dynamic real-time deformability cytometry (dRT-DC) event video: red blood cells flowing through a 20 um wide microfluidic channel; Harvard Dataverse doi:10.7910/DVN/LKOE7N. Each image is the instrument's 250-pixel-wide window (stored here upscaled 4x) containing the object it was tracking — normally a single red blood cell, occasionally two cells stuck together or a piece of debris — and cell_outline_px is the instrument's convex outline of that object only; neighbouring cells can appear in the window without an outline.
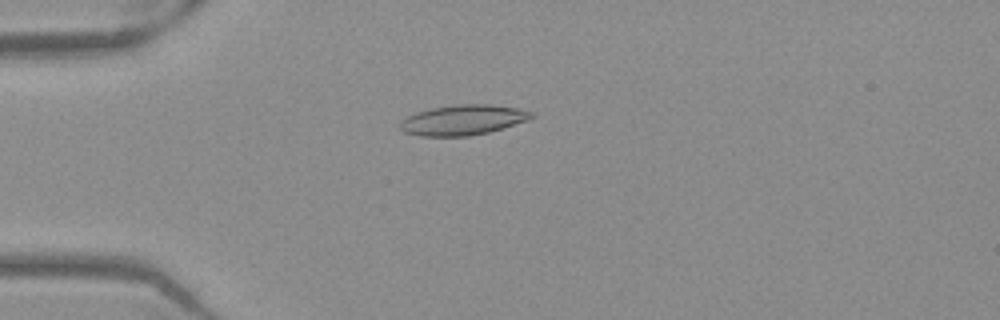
{"species": "Egyptian fruit bat (a non-hibernating species)", "species_latin": "Rousettus aegyptiacus", "temperature_condition": "warm", "stored_images_in_passage": 43, "camera_frame_rate_fps": 3000, "um_per_image_px": 0.085, "frame": {"image": 1, "passage_image": 5, "time_ms": 1.333, "image_size_px": [1000, 320], "cell_outline_px": [[536, 116], [488, 132], [468, 136], [420, 136], [404, 132], [400, 128], [400, 124], [408, 116], [416, 112], [432, 108], [456, 104], [488, 104], [520, 108], [532, 112]], "centroid_in_image_um": [39.33, 10.19], "position_along_channel_um": 45.7, "area_um2": 22.77}}
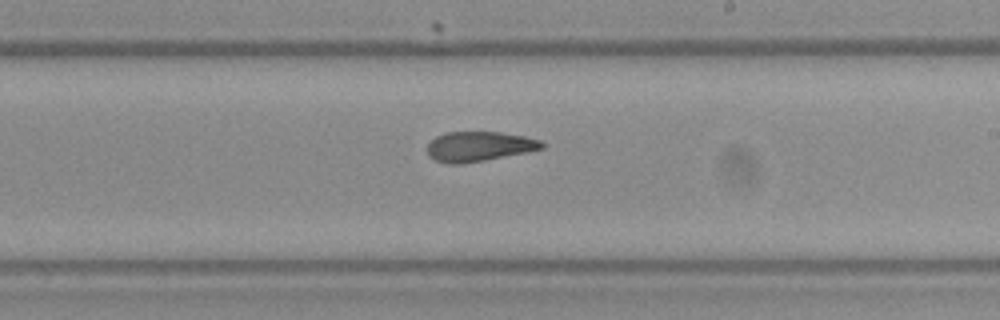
{"frame": {"image": 2, "passage_image": 22, "time_ms": 7.0, "image_size_px": [1000, 320], "cell_outline_px": [[544, 148], [528, 152], [484, 160], [460, 164], [448, 164], [432, 160], [428, 156], [428, 144], [436, 136], [444, 132], [500, 132], [524, 136], [540, 140], [544, 144]], "centroid_in_image_um": [40.69, 12.45], "position_along_channel_um": 248.3, "area_um2": 20.0}}
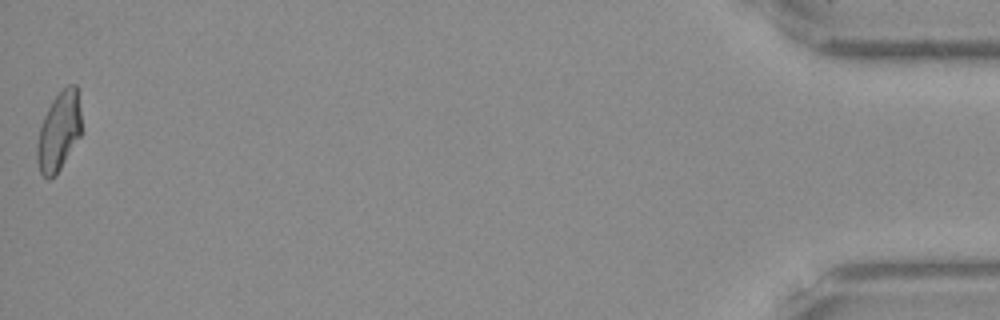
{"frame": {"image": 3, "passage_image": 43, "time_ms": 14.0, "image_size_px": [1000, 320], "cell_outline_px": [[80, 136], [56, 176], [48, 180], [40, 172], [36, 160], [36, 144], [40, 128], [44, 116], [52, 100], [68, 84], [76, 84], [80, 108]], "centroid_in_image_um": [4.98, 11.21], "position_along_channel_um": 430.2, "area_um2": 20.35}, "authors_computed_cell_mechanics": {"area_um2": 20.4034, "velocity_mm_per_s": 3.9348, "shape_relaxation_time_tau1_ms": null, "shape_relaxation_time_tau2_ms": 3.0478, "deformation_change_tau1": null, "deformation_change_tau2": 0.1093}}